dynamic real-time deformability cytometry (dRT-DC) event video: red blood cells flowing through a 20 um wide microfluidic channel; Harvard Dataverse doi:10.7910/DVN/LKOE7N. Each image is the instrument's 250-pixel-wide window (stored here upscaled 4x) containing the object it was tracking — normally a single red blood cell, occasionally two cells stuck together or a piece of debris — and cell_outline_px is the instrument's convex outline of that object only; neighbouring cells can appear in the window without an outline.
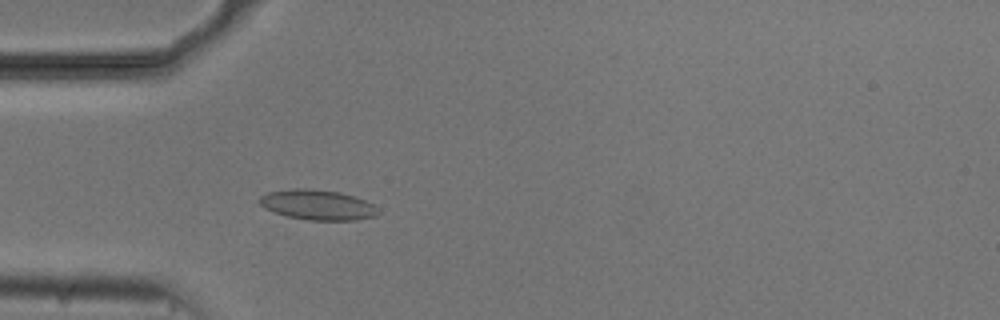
{"species": "common noctule bat (a hibernating species)", "species_latin": "Nyctalus noctula", "temperature_condition": "cold", "stored_images_in_passage": 40, "camera_frame_rate_fps": 3000, "um_per_image_px": 0.085, "animal": {"sex": "male", "body_mass_g": 20.5, "forearm_length_mm": 52.5}, "frame": {"image": 1, "passage_image": 2, "time_ms": 0.333, "image_size_px": [1000, 320], "cell_outline_px": [[380, 212], [376, 216], [356, 220], [308, 220], [288, 216], [264, 208], [256, 200], [260, 196], [268, 192], [296, 188], [308, 188], [340, 192], [364, 200], [372, 204]], "centroid_in_image_um": [26.97, 17.41], "position_along_channel_um": 58.0, "area_um2": 20.75}}
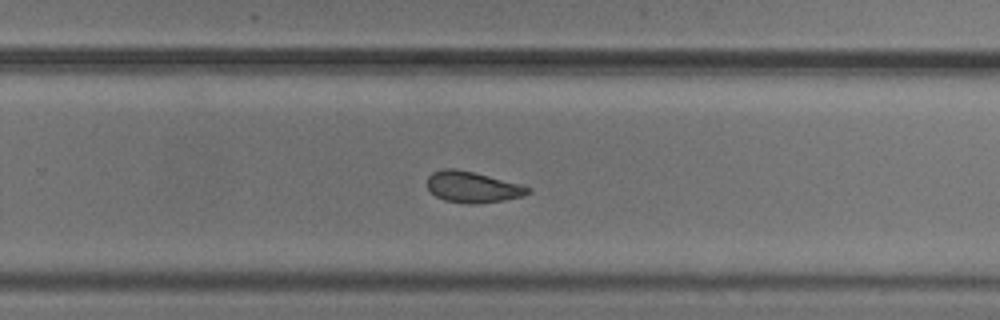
{"frame": {"image": 2, "passage_image": 21, "time_ms": 6.667, "image_size_px": [1000, 320], "cell_outline_px": [[532, 192], [524, 196], [504, 200], [476, 204], [468, 204], [444, 200], [436, 196], [428, 188], [428, 176], [432, 172], [444, 168], [456, 168], [520, 184], [532, 188]], "centroid_in_image_um": [40.18, 15.9], "position_along_channel_um": 289.6, "area_um2": 18.21}}
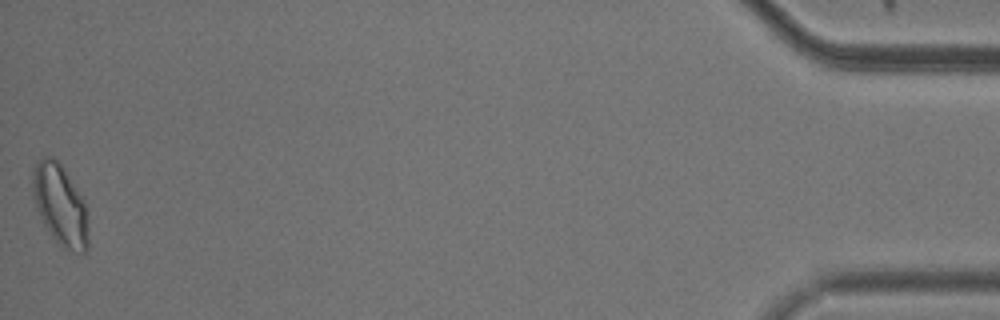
{"frame": {"image": 3, "passage_image": 40, "time_ms": 13.0, "image_size_px": [1000, 320], "cell_outline_px": [[88, 252], [76, 252], [60, 248], [44, 224], [36, 208], [32, 196], [32, 168], [44, 156], [52, 156], [60, 164], [84, 200], [88, 228]], "centroid_in_image_um": [5.1, 17.46], "position_along_channel_um": 430.1, "area_um2": 26.3}, "authors_computed_cell_mechanics": {"area_um2": 18.8428, "velocity_mm_per_s": 3.7178, "shape_relaxation_time_tau1_ms": null, "shape_relaxation_time_tau2_ms": 2.386, "deformation_change_tau1": null, "deformation_change_tau2": 0.0618}}